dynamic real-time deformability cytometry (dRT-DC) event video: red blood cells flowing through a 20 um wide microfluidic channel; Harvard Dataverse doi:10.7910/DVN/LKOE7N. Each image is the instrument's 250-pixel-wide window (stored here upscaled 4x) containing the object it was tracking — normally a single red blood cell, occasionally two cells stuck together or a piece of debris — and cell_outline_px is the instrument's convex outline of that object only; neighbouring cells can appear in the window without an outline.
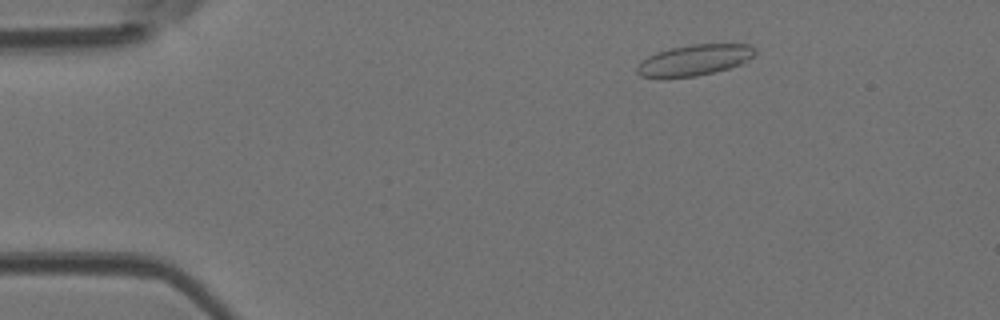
{"species": "Egyptian fruit bat (a non-hibernating species)", "species_latin": "Rousettus aegyptiacus", "temperature_condition": "room temperature", "stored_images_in_passage": 4, "camera_frame_rate_fps": 3000, "um_per_image_px": 0.085, "animal": {"sex": "female"}, "frame": {"image": 1, "passage_image": 2, "time_ms": 0.333, "image_size_px": [1000, 320], "cell_outline_px": [[756, 52], [748, 60], [740, 64], [728, 68], [696, 76], [660, 80], [640, 76], [636, 72], [636, 68], [640, 60], [648, 56], [672, 48], [692, 44], [748, 44], [756, 48]], "centroid_in_image_um": [58.96, 5.14], "position_along_channel_um": 26.0, "area_um2": 21.56}}